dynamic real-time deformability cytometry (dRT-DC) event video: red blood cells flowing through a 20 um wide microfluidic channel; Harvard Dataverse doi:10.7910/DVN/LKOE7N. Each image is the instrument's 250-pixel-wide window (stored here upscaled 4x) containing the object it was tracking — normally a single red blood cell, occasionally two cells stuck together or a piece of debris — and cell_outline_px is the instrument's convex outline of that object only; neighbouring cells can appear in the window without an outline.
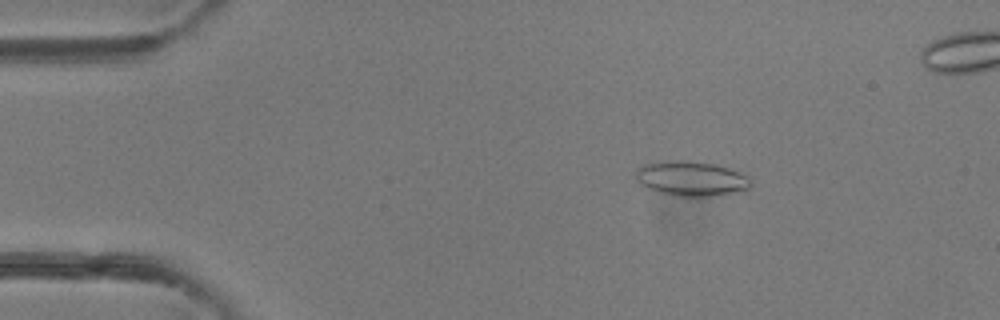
{"species": "common noctule bat (a hibernating species)", "species_latin": "Nyctalus noctula", "temperature_condition": "room temperature", "stored_images_in_passage": 45, "camera_frame_rate_fps": 3000, "um_per_image_px": 0.085, "animal": {"sex": "female"}, "frame": {"image": 1, "passage_image": 7, "time_ms": 2.0, "image_size_px": [1000, 320], "cell_outline_px": [[752, 184], [744, 192], [708, 196], [676, 196], [660, 192], [648, 188], [640, 184], [636, 180], [636, 168], [644, 164], [664, 160], [688, 160], [716, 164], [728, 168], [752, 180]], "centroid_in_image_um": [58.74, 15.17], "position_along_channel_um": 26.3, "area_um2": 23.47}}
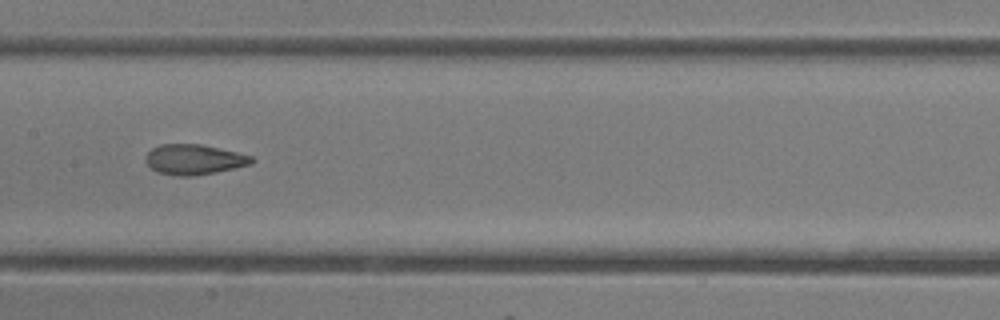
{"frame": {"image": 2, "passage_image": 23, "time_ms": 7.333, "image_size_px": [1000, 320], "cell_outline_px": [[256, 160], [252, 164], [216, 172], [192, 176], [176, 176], [156, 172], [144, 160], [144, 156], [152, 148], [160, 144], [200, 144], [236, 152], [252, 156]], "centroid_in_image_um": [16.48, 13.56], "position_along_channel_um": 190.9, "area_um2": 18.73}}
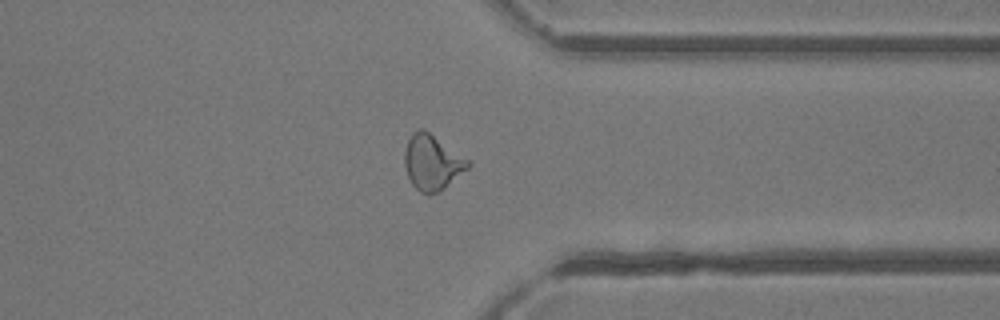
{"frame": {"image": 3, "passage_image": 36, "time_ms": 11.667, "image_size_px": [1000, 320], "cell_outline_px": [[472, 164], [468, 168], [440, 192], [428, 196], [420, 192], [412, 184], [408, 176], [404, 164], [404, 152], [408, 140], [412, 132], [420, 128], [424, 128], [468, 160]], "centroid_in_image_um": [36.71, 13.82], "position_along_channel_um": 374.7, "area_um2": 20.4}}